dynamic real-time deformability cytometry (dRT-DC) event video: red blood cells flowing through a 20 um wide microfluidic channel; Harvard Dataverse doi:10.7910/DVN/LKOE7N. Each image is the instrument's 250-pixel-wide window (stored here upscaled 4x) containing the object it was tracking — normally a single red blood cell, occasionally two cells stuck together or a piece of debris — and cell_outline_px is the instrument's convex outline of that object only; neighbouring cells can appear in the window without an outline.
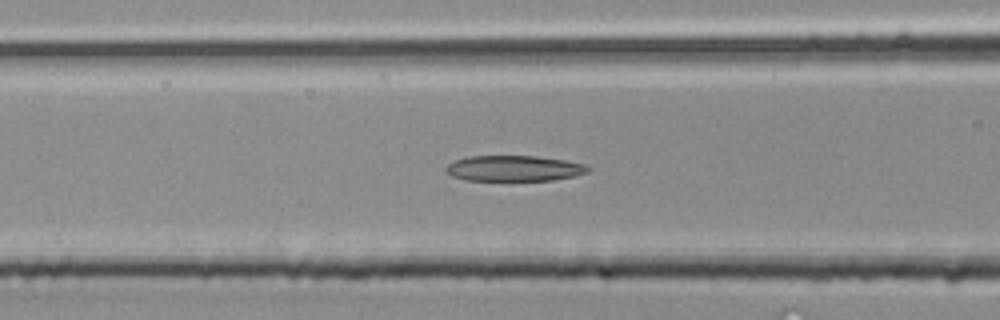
{"species": "common noctule bat (a hibernating species)", "species_latin": "Nyctalus noctula", "temperature_condition": "room temperature", "stored_images_in_passage": 28, "camera_frame_rate_fps": 3000, "um_per_image_px": 0.085, "animal": {"sex": "male", "body_mass_g": 20.4}, "frame": {"image": 1, "passage_image": 12, "time_ms": 3.667, "image_size_px": [1000, 320], "cell_outline_px": [[592, 168], [588, 172], [572, 176], [552, 180], [464, 180], [452, 176], [444, 168], [448, 164], [456, 160], [468, 156], [536, 156], [564, 160], [588, 164]], "centroid_in_image_um": [43.72, 14.3], "position_along_channel_um": 122.9, "area_um2": 21.21}}
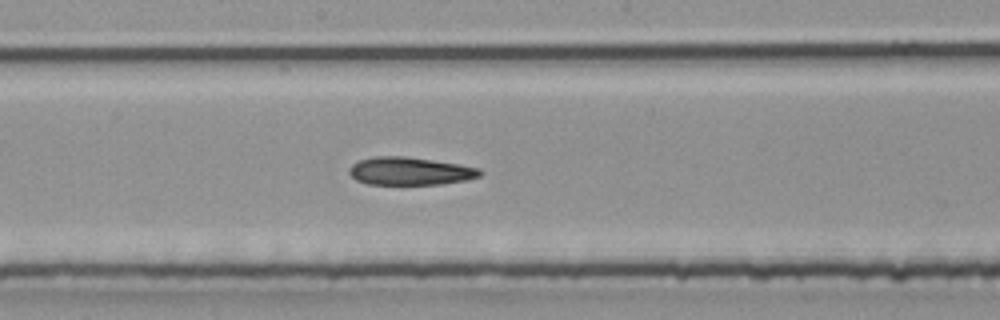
{"frame": {"image": 2, "passage_image": 17, "time_ms": 5.333, "image_size_px": [1000, 320], "cell_outline_px": [[484, 172], [480, 176], [464, 180], [440, 184], [368, 184], [356, 180], [348, 172], [348, 168], [352, 164], [360, 160], [376, 156], [404, 156], [460, 164], [480, 168]], "centroid_in_image_um": [34.85, 14.54], "position_along_channel_um": 213.4, "area_um2": 21.21}}
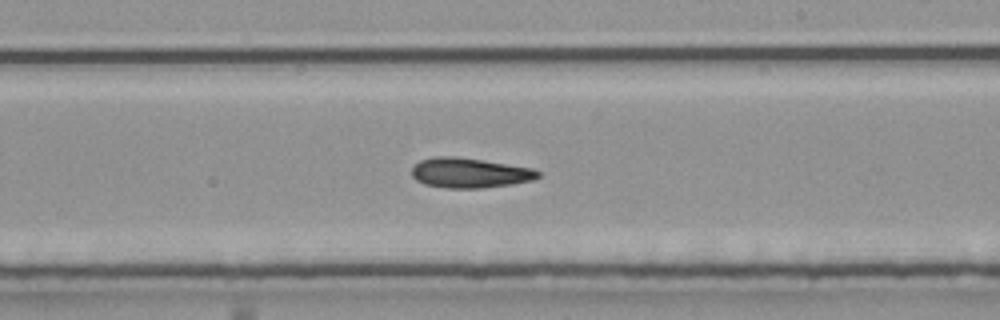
{"frame": {"image": 3, "passage_image": 19, "time_ms": 6.0, "image_size_px": [1000, 320], "cell_outline_px": [[540, 176], [532, 180], [512, 184], [480, 188], [444, 188], [424, 184], [416, 180], [412, 176], [412, 168], [420, 160], [436, 156], [452, 156], [480, 160], [532, 168], [540, 172]], "centroid_in_image_um": [39.89, 14.7], "position_along_channel_um": 249.1, "area_um2": 21.85}}